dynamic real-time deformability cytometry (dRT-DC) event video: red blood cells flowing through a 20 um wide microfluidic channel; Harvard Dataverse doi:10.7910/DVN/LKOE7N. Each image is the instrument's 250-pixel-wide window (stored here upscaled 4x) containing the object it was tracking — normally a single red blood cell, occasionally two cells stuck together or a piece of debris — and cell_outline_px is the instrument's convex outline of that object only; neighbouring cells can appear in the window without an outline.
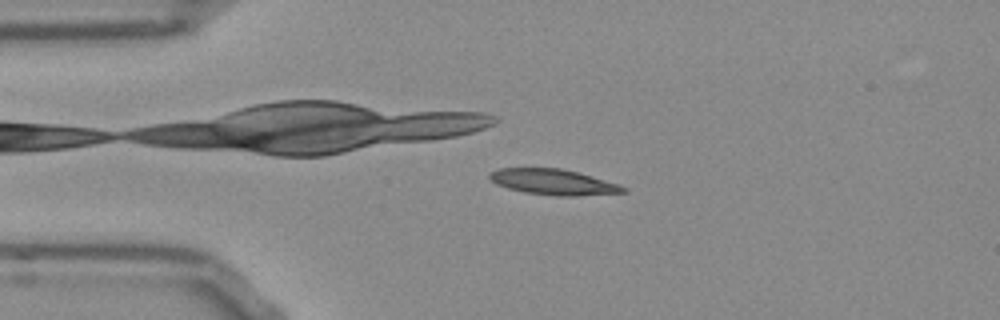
{"species": "Egyptian fruit bat (a non-hibernating species)", "species_latin": "Rousettus aegyptiacus", "temperature_condition": "room temperature", "stored_images_in_passage": 53, "camera_frame_rate_fps": 3000, "um_per_image_px": 0.085, "frame": {"image": 1, "passage_image": 12, "time_ms": 3.667, "image_size_px": [1000, 320], "cell_outline_px": [[628, 192], [576, 196], [556, 196], [524, 192], [508, 188], [496, 184], [488, 180], [488, 172], [500, 168], [560, 168], [576, 172], [620, 184], [628, 188]], "centroid_in_image_um": [47.02, 15.47], "position_along_channel_um": 38.0, "area_um2": 20.11}}
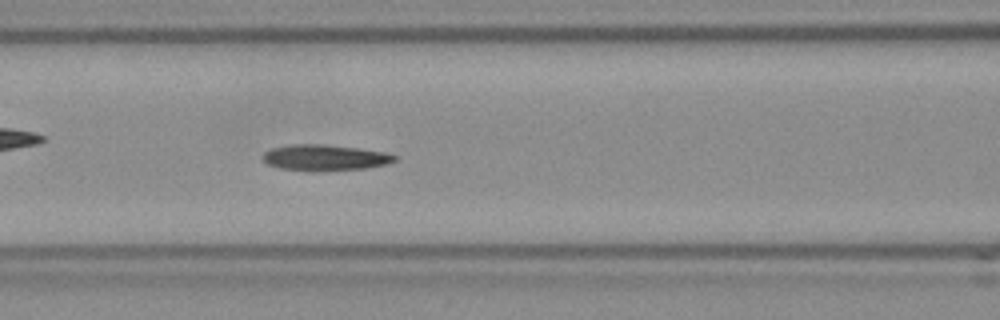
{"frame": {"image": 2, "passage_image": 22, "time_ms": 7.0, "image_size_px": [1000, 320], "cell_outline_px": [[396, 160], [384, 164], [364, 168], [320, 172], [308, 172], [280, 168], [268, 164], [260, 156], [264, 152], [272, 148], [296, 144], [320, 144], [360, 148], [384, 152], [396, 156]], "centroid_in_image_um": [27.56, 13.41], "position_along_channel_um": 139.0, "area_um2": 20.06}}
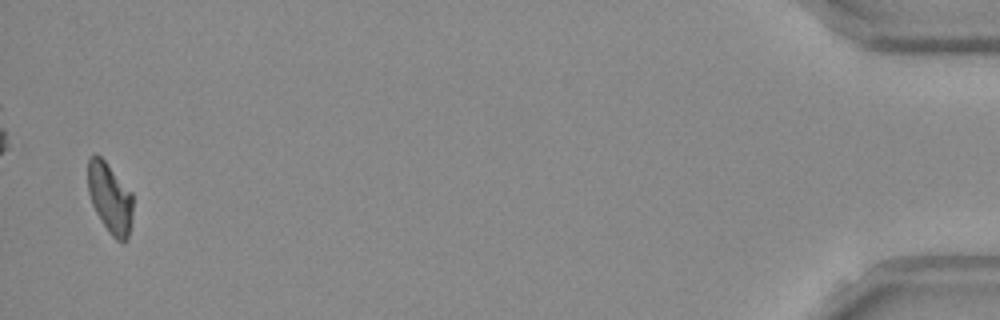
{"frame": {"image": 3, "passage_image": 52, "time_ms": 17.0, "image_size_px": [1000, 320], "cell_outline_px": [[132, 216], [128, 236], [124, 244], [116, 240], [108, 232], [96, 212], [92, 204], [88, 192], [88, 160], [96, 152], [104, 160], [132, 192]], "centroid_in_image_um": [9.34, 16.85], "position_along_channel_um": 425.9, "area_um2": 18.44}}